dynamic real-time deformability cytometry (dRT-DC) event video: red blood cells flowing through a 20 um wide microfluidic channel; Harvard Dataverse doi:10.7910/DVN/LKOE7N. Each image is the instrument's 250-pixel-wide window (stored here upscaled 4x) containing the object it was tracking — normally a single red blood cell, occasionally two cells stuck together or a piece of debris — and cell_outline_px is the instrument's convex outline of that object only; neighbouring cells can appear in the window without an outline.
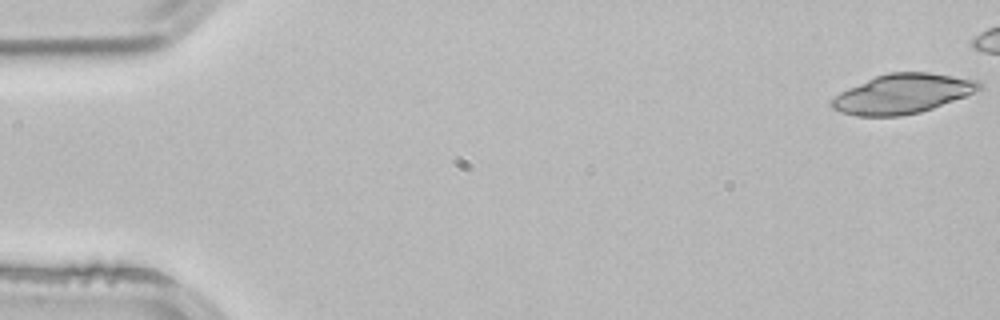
{"species": "common noctule bat (a hibernating species)", "species_latin": "Nyctalus noctula", "temperature_condition": "room temperature", "stored_images_in_passage": 6, "camera_frame_rate_fps": 3000, "um_per_image_px": 0.085, "animal": {"sex": "male", "body_mass_g": 21.5, "forearm_length_mm": 52.0}, "frame": {"image": 1, "passage_image": 1, "time_ms": 0.0, "image_size_px": [1000, 320], "cell_outline_px": [[984, 88], [964, 96], [932, 108], [920, 112], [900, 116], [860, 116], [840, 112], [832, 108], [828, 104], [840, 92], [848, 88], [876, 76], [888, 72], [928, 72], [980, 80], [984, 84]], "centroid_in_image_um": [76.73, 7.96], "position_along_channel_um": 8.3, "area_um2": 33.87}}